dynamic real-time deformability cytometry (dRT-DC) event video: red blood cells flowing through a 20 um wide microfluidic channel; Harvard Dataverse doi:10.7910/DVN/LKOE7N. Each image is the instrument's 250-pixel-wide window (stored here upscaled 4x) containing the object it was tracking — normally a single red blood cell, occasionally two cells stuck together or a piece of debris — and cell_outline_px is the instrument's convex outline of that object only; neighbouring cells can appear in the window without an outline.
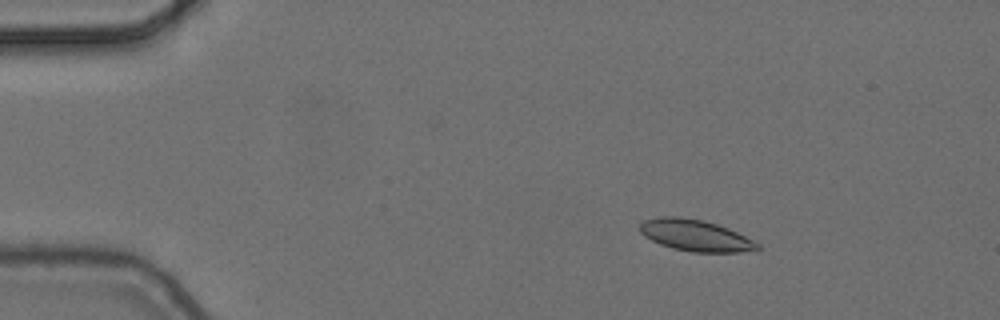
{"species": "common noctule bat (a hibernating species)", "species_latin": "Nyctalus noctula", "temperature_condition": "cold", "stored_images_in_passage": 4, "camera_frame_rate_fps": 3000, "um_per_image_px": 0.085, "animal": {"sex": "female", "body_mass_g": 24.6, "forearm_length_mm": 56.2}, "frame": {"image": 1, "passage_image": 2, "time_ms": 0.333, "image_size_px": [1000, 320], "cell_outline_px": [[760, 248], [756, 252], [692, 252], [672, 248], [660, 244], [644, 236], [636, 228], [644, 220], [660, 216], [680, 216], [704, 220], [728, 228], [760, 244]], "centroid_in_image_um": [59.1, 20.01], "position_along_channel_um": 25.9, "area_um2": 21.79}}
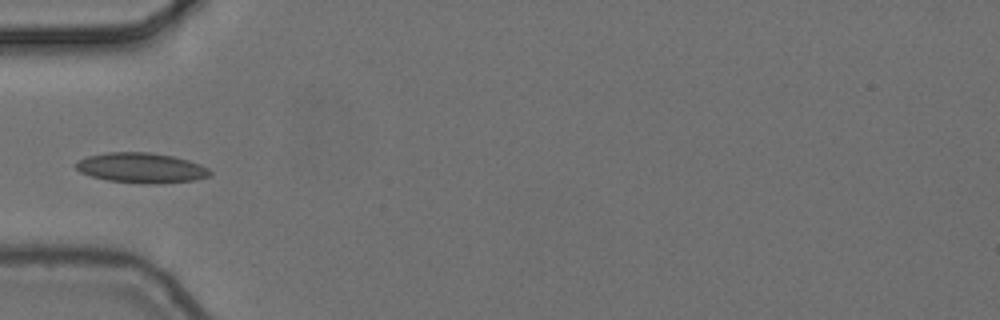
{"frame": {"image": 2, "passage_image": 4, "time_ms": 1.0, "image_size_px": [1000, 320], "cell_outline_px": [[212, 176], [192, 180], [156, 184], [148, 184], [108, 180], [92, 176], [80, 172], [72, 164], [76, 160], [88, 156], [108, 152], [152, 152], [172, 156], [188, 160], [200, 164], [208, 168], [212, 172]], "centroid_in_image_um": [12.0, 14.26], "position_along_channel_um": 73.0, "area_um2": 23.64}}